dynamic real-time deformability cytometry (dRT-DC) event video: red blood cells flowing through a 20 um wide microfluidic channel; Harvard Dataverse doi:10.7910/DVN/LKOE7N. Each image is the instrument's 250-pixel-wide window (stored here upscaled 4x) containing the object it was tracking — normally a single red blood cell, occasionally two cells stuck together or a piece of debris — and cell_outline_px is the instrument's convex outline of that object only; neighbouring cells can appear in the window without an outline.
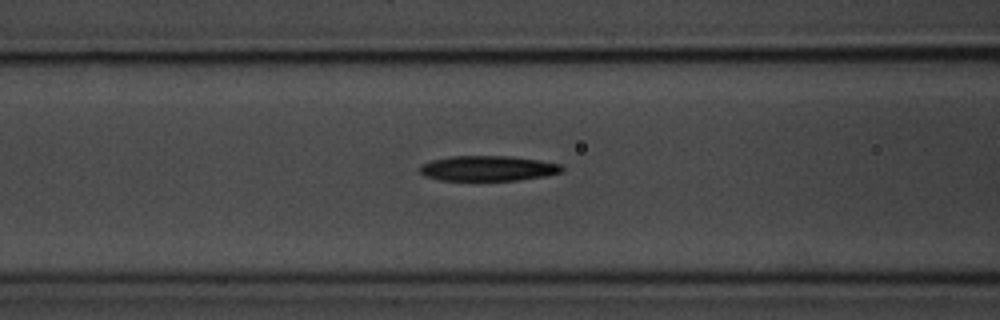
{"species": "common noctule bat (a hibernating species)", "species_latin": "Nyctalus noctula", "temperature_condition": "room temperature", "stored_images_in_passage": 41, "camera_frame_rate_fps": 3000, "um_per_image_px": 0.085, "animal": {"sex": "male", "body_mass_g": 20.1, "forearm_length_mm": 53.5}, "frame": {"image": 1, "passage_image": 10, "time_ms": 3.0, "image_size_px": [1000, 320], "cell_outline_px": [[564, 172], [544, 176], [520, 180], [440, 180], [424, 176], [420, 172], [420, 164], [432, 160], [452, 156], [508, 156], [536, 160], [560, 164], [564, 168]], "centroid_in_image_um": [41.46, 14.31], "position_along_channel_um": 125.1, "area_um2": 20.81}}
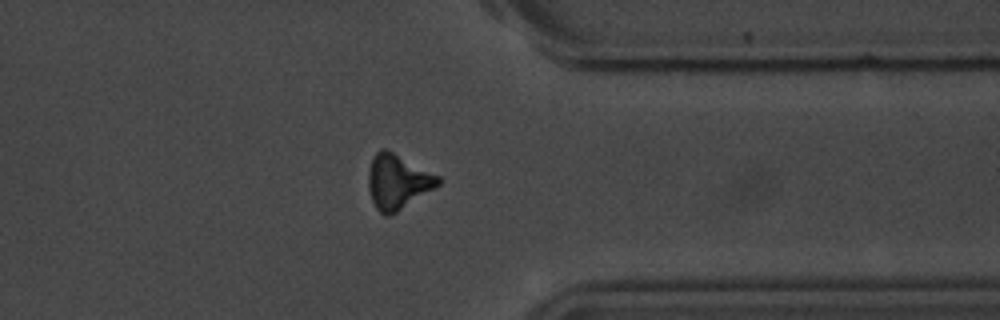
{"frame": {"image": 2, "passage_image": 31, "time_ms": 10.0, "image_size_px": [1000, 320], "cell_outline_px": [[444, 180], [436, 188], [396, 212], [388, 216], [384, 216], [376, 208], [372, 200], [368, 188], [368, 172], [372, 160], [376, 152], [380, 148], [384, 148], [440, 176]], "centroid_in_image_um": [33.82, 15.46], "position_along_channel_um": 377.6, "area_um2": 22.2}}
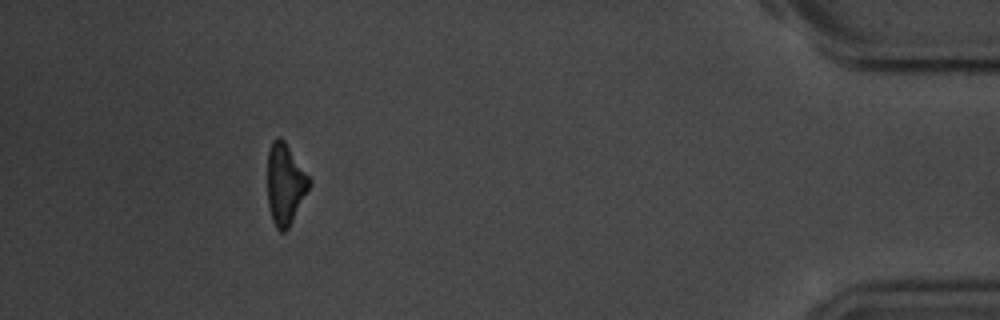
{"frame": {"image": 3, "passage_image": 38, "time_ms": 12.333, "image_size_px": [1000, 320], "cell_outline_px": [[312, 184], [288, 228], [284, 232], [280, 232], [276, 228], [272, 220], [268, 204], [268, 152], [272, 140], [276, 136], [280, 136], [284, 140], [312, 180]], "centroid_in_image_um": [24.25, 15.63], "position_along_channel_um": 411.0, "area_um2": 19.83}, "authors_computed_cell_mechanics": {"area_um2": 21.4438, "velocity_mm_per_s": 3.7026, "shape_relaxation_time_tau1_ms": 3.4455, "shape_relaxation_time_tau2_ms": null, "deformation_change_tau1": 0.1379, "deformation_change_tau2": null}}